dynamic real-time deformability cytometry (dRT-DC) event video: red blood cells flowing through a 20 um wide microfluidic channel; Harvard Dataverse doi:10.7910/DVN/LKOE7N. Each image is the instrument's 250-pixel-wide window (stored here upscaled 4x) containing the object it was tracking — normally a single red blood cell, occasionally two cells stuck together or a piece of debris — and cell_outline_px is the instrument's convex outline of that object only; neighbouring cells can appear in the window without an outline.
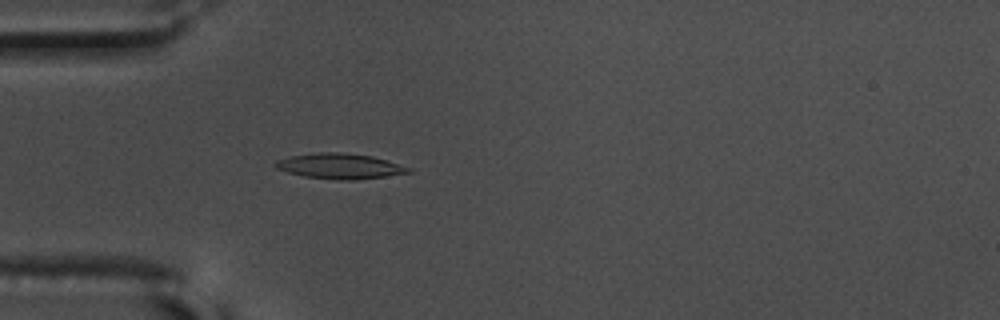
{"species": "common noctule bat (a hibernating species)", "species_latin": "Nyctalus noctula", "temperature_condition": "warm", "stored_images_in_passage": 56, "camera_frame_rate_fps": 3000, "um_per_image_px": 0.085, "animal": {"sex": "male", "body_mass_g": 17.5, "forearm_length_mm": 52.3}, "frame": {"image": 1, "passage_image": 17, "time_ms": 5.333, "image_size_px": [1000, 320], "cell_outline_px": [[412, 172], [356, 180], [336, 180], [304, 176], [288, 172], [276, 168], [272, 164], [276, 160], [292, 156], [320, 152], [340, 152], [372, 156], [388, 160], [412, 168]], "centroid_in_image_um": [28.9, 14.12], "position_along_channel_um": 56.1, "area_um2": 19.65}}
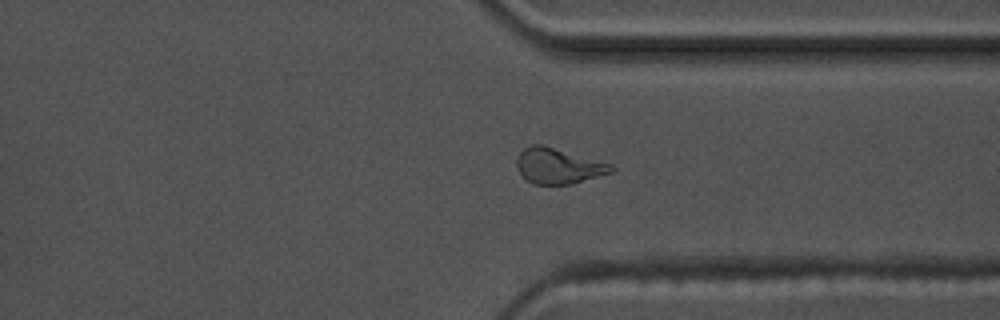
{"frame": {"image": 2, "passage_image": 43, "time_ms": 14.0, "image_size_px": [1000, 320], "cell_outline_px": [[616, 168], [612, 172], [572, 184], [532, 184], [520, 172], [516, 164], [516, 160], [520, 152], [524, 148], [532, 144], [544, 144], [612, 164]], "centroid_in_image_um": [47.47, 14.09], "position_along_channel_um": 363.9, "area_um2": 19.59}}
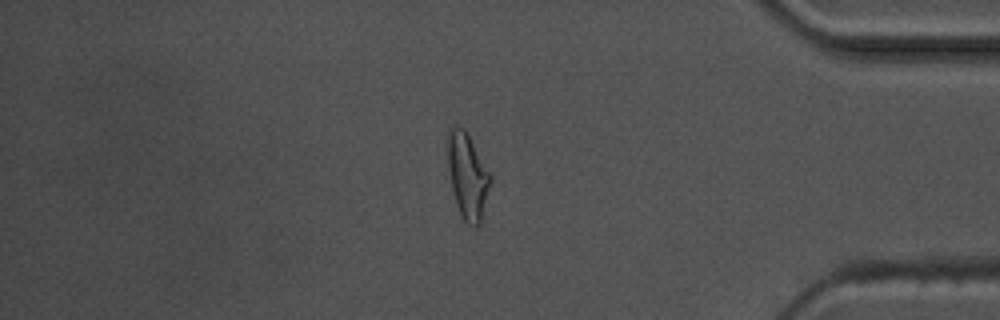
{"frame": {"image": 3, "passage_image": 48, "time_ms": 15.667, "image_size_px": [1000, 320], "cell_outline_px": [[492, 180], [480, 224], [476, 228], [468, 224], [464, 220], [456, 204], [452, 188], [448, 168], [448, 128], [464, 128], [492, 176]], "centroid_in_image_um": [39.76, 15.0], "position_along_channel_um": 395.4, "area_um2": 21.04}, "authors_computed_cell_mechanics": {"area_um2": 18.5538, "velocity_mm_per_s": 3.6289, "shape_relaxation_time_tau1_ms": 3.5877, "shape_relaxation_time_tau2_ms": 1.0438, "deformation_change_tau1": 0.1733, "deformation_change_tau2": 0.0778}}